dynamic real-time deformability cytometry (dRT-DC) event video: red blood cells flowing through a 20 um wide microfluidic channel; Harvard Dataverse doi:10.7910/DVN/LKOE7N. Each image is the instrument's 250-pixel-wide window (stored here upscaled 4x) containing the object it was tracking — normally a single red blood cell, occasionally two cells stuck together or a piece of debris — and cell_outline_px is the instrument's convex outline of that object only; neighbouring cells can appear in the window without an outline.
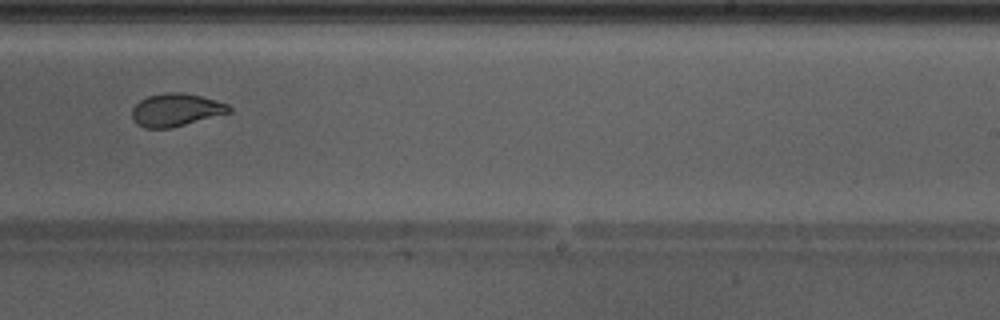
{"species": "Egyptian fruit bat (a non-hibernating species)", "species_latin": "Rousettus aegyptiacus", "temperature_condition": "warm", "stored_images_in_passage": 33, "camera_frame_rate_fps": 3000, "um_per_image_px": 0.085, "animal": {"sex": "male"}, "frame": {"image": 1, "passage_image": 15, "time_ms": 4.667, "image_size_px": [1000, 320], "cell_outline_px": [[232, 112], [172, 128], [144, 128], [136, 124], [132, 116], [132, 108], [140, 100], [148, 96], [164, 92], [180, 92], [200, 96], [216, 100], [228, 104], [232, 108]], "centroid_in_image_um": [14.96, 9.35], "position_along_channel_um": 274.0, "area_um2": 18.67}, "authors_computed_cell_mechanics": {"area_um2": 19.652, "velocity_mm_per_s": 4.2785, "shape_relaxation_time_tau1_ms": 5.5044, "shape_relaxation_time_tau2_ms": 1.0617, "deformation_change_tau1": 0.1859, "deformation_change_tau2": 0.0682}}